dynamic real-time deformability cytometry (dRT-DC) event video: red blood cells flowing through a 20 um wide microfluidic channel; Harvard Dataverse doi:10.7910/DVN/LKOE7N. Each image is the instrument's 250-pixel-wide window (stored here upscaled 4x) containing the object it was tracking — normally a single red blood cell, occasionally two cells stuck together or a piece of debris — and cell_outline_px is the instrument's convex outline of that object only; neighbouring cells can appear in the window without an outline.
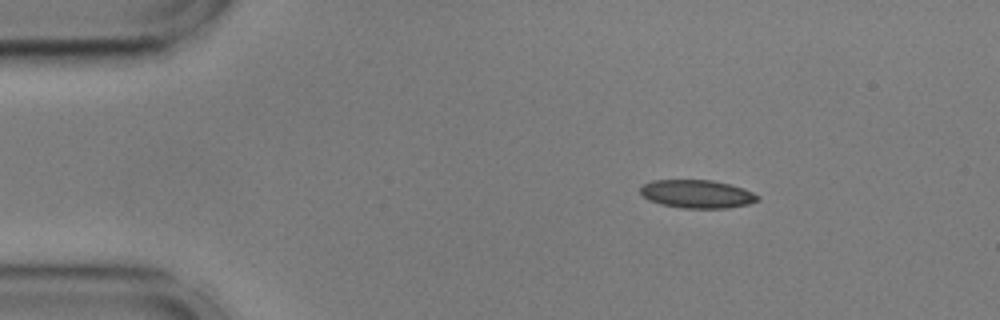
{"species": "common noctule bat (a hibernating species)", "species_latin": "Nyctalus noctula", "temperature_condition": "cold", "stored_images_in_passage": 48, "camera_frame_rate_fps": 3000, "um_per_image_px": 0.085, "animal": {"sex": "male", "body_mass_g": 17.9, "forearm_length_mm": 54.2}, "frame": {"image": 1, "passage_image": 1, "time_ms": 0.0, "image_size_px": [1000, 320], "cell_outline_px": [[760, 200], [748, 204], [728, 208], [680, 208], [660, 204], [648, 200], [640, 192], [640, 188], [644, 184], [652, 180], [712, 180], [744, 188], [760, 196]], "centroid_in_image_um": [59.26, 16.49], "position_along_channel_um": 25.7, "area_um2": 19.36}}
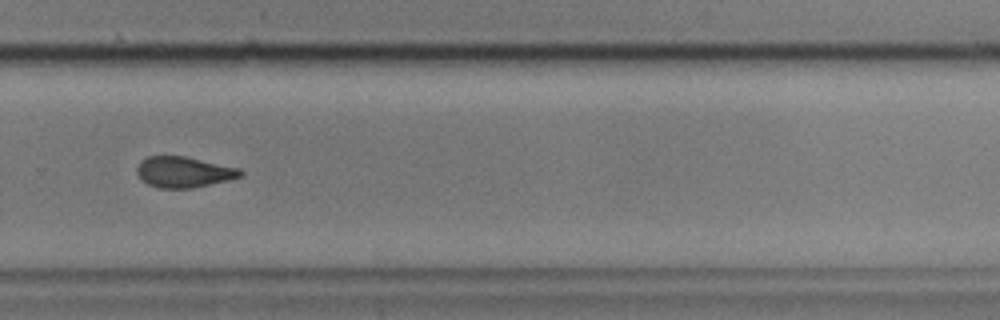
{"frame": {"image": 2, "passage_image": 30, "time_ms": 9.667, "image_size_px": [1000, 320], "cell_outline_px": [[244, 176], [228, 180], [192, 188], [160, 188], [148, 184], [136, 172], [136, 168], [140, 160], [148, 156], [184, 156], [240, 168], [244, 172]], "centroid_in_image_um": [15.64, 14.62], "position_along_channel_um": 314.2, "area_um2": 18.55}}
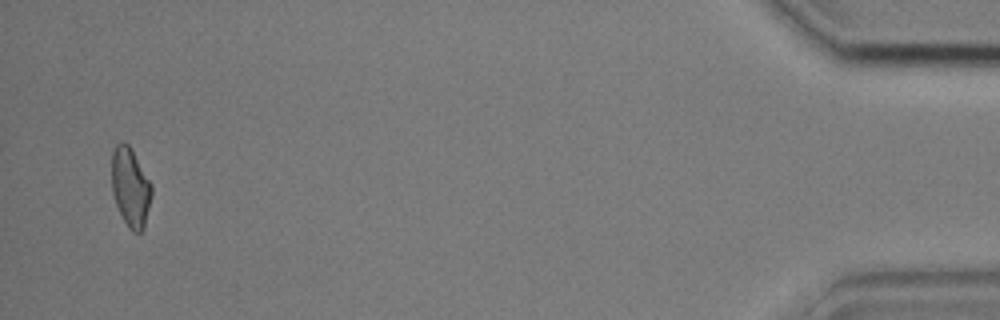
{"frame": {"image": 3, "passage_image": 46, "time_ms": 15.0, "image_size_px": [1000, 320], "cell_outline_px": [[152, 196], [144, 228], [140, 232], [132, 232], [128, 228], [116, 204], [112, 192], [112, 152], [116, 144], [120, 140], [128, 144], [152, 184]], "centroid_in_image_um": [11.09, 15.92], "position_along_channel_um": 424.1, "area_um2": 18.38}, "authors_computed_cell_mechanics": {"area_um2": 19.1029, "velocity_mm_per_s": 3.6215, "shape_relaxation_time_tau1_ms": 3.7113, "shape_relaxation_time_tau2_ms": 3.1231, "deformation_change_tau1": 0.1329, "deformation_change_tau2": 0.1058}}